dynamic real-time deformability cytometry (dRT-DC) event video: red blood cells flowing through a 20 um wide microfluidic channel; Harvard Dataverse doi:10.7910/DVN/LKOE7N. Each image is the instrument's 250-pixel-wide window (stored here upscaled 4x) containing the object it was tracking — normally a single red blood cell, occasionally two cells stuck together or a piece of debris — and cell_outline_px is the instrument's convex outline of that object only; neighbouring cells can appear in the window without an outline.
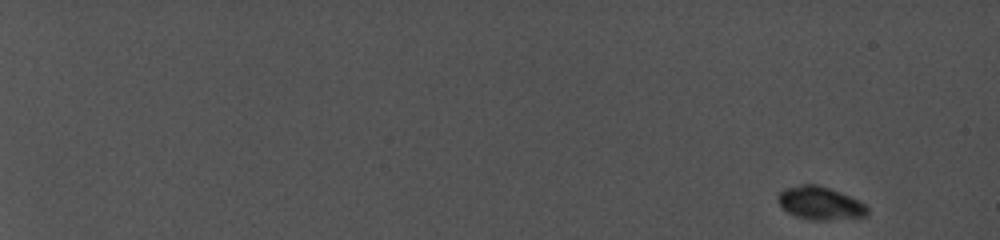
{"species": "common noctule bat (a hibernating species)", "species_latin": "Nyctalus noctula", "temperature_condition": "cold", "stored_images_in_passage": 55, "camera_frame_rate_fps": 5000, "um_per_image_px": 0.085, "animal": {"sex": "female", "body_mass_g": 19.0, "forearm_length_mm": 56.7}, "frame": {"image": 1, "passage_image": 1, "time_ms": 0.0, "image_size_px": [1000, 240], "cell_outline_px": [[868, 216], [824, 220], [816, 220], [800, 216], [788, 212], [776, 200], [776, 196], [784, 188], [800, 184], [816, 184], [840, 192], [864, 204], [868, 208]], "centroid_in_image_um": [69.69, 17.25], "position_along_channel_um": 15.3, "area_um2": 16.88}}
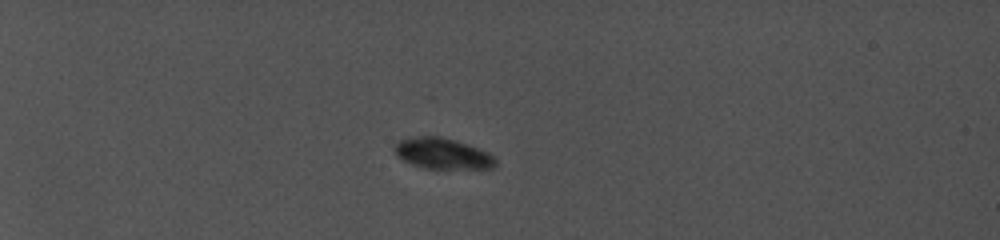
{"frame": {"image": 2, "passage_image": 46, "time_ms": 5.4, "image_size_px": [1000, 240], "cell_outline_px": [[496, 164], [492, 168], [424, 168], [412, 164], [396, 156], [396, 144], [400, 140], [408, 136], [440, 136], [456, 140], [468, 144], [488, 152], [496, 160]], "centroid_in_image_um": [37.6, 13.03], "position_along_channel_um": 47.4, "area_um2": 18.03}}